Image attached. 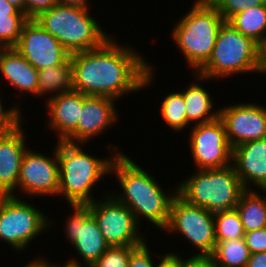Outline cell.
<instances>
[{"instance_id": "obj_2", "label": "cell", "mask_w": 266, "mask_h": 267, "mask_svg": "<svg viewBox=\"0 0 266 267\" xmlns=\"http://www.w3.org/2000/svg\"><path fill=\"white\" fill-rule=\"evenodd\" d=\"M129 155L117 154L110 168V175L116 176L122 192H112L113 196L126 205L134 214L136 222L141 226V218L163 230L169 219L170 206L177 194L175 189L171 194L142 166L132 160ZM153 176V177H152ZM115 193V194H114Z\"/></svg>"}, {"instance_id": "obj_40", "label": "cell", "mask_w": 266, "mask_h": 267, "mask_svg": "<svg viewBox=\"0 0 266 267\" xmlns=\"http://www.w3.org/2000/svg\"><path fill=\"white\" fill-rule=\"evenodd\" d=\"M57 1L58 4L64 6H75L83 9H90L91 7L88 0H57Z\"/></svg>"}, {"instance_id": "obj_33", "label": "cell", "mask_w": 266, "mask_h": 267, "mask_svg": "<svg viewBox=\"0 0 266 267\" xmlns=\"http://www.w3.org/2000/svg\"><path fill=\"white\" fill-rule=\"evenodd\" d=\"M244 241L251 254L266 251V227L245 232Z\"/></svg>"}, {"instance_id": "obj_3", "label": "cell", "mask_w": 266, "mask_h": 267, "mask_svg": "<svg viewBox=\"0 0 266 267\" xmlns=\"http://www.w3.org/2000/svg\"><path fill=\"white\" fill-rule=\"evenodd\" d=\"M84 146L85 144L57 141L59 161L58 196L64 197L70 205L93 202L96 199L92 195L93 188L106 175L108 177L111 163L116 155L124 153L120 150L121 147L108 144L110 155L101 158L83 150Z\"/></svg>"}, {"instance_id": "obj_37", "label": "cell", "mask_w": 266, "mask_h": 267, "mask_svg": "<svg viewBox=\"0 0 266 267\" xmlns=\"http://www.w3.org/2000/svg\"><path fill=\"white\" fill-rule=\"evenodd\" d=\"M0 15H26L7 0H0Z\"/></svg>"}, {"instance_id": "obj_41", "label": "cell", "mask_w": 266, "mask_h": 267, "mask_svg": "<svg viewBox=\"0 0 266 267\" xmlns=\"http://www.w3.org/2000/svg\"><path fill=\"white\" fill-rule=\"evenodd\" d=\"M23 267H49V261L46 258H34L30 260L28 264L24 265Z\"/></svg>"}, {"instance_id": "obj_10", "label": "cell", "mask_w": 266, "mask_h": 267, "mask_svg": "<svg viewBox=\"0 0 266 267\" xmlns=\"http://www.w3.org/2000/svg\"><path fill=\"white\" fill-rule=\"evenodd\" d=\"M110 191L88 203L105 241L109 246H140L147 238L132 211L119 202Z\"/></svg>"}, {"instance_id": "obj_35", "label": "cell", "mask_w": 266, "mask_h": 267, "mask_svg": "<svg viewBox=\"0 0 266 267\" xmlns=\"http://www.w3.org/2000/svg\"><path fill=\"white\" fill-rule=\"evenodd\" d=\"M182 258V267H217L211 256H193Z\"/></svg>"}, {"instance_id": "obj_22", "label": "cell", "mask_w": 266, "mask_h": 267, "mask_svg": "<svg viewBox=\"0 0 266 267\" xmlns=\"http://www.w3.org/2000/svg\"><path fill=\"white\" fill-rule=\"evenodd\" d=\"M72 90L73 67L70 57L63 64L38 70V97L41 100L42 97L48 96L50 99Z\"/></svg>"}, {"instance_id": "obj_9", "label": "cell", "mask_w": 266, "mask_h": 267, "mask_svg": "<svg viewBox=\"0 0 266 267\" xmlns=\"http://www.w3.org/2000/svg\"><path fill=\"white\" fill-rule=\"evenodd\" d=\"M179 234L198 253L211 256L216 247L214 213L184 200L178 193L171 202L169 219L162 232Z\"/></svg>"}, {"instance_id": "obj_16", "label": "cell", "mask_w": 266, "mask_h": 267, "mask_svg": "<svg viewBox=\"0 0 266 267\" xmlns=\"http://www.w3.org/2000/svg\"><path fill=\"white\" fill-rule=\"evenodd\" d=\"M104 96H87L83 94V108L77 128L64 140L73 144H87L91 139L103 135L119 120L116 103ZM118 117V118H117Z\"/></svg>"}, {"instance_id": "obj_14", "label": "cell", "mask_w": 266, "mask_h": 267, "mask_svg": "<svg viewBox=\"0 0 266 267\" xmlns=\"http://www.w3.org/2000/svg\"><path fill=\"white\" fill-rule=\"evenodd\" d=\"M219 117L226 128V137L232 148L249 141L266 138V106L242 103L219 109Z\"/></svg>"}, {"instance_id": "obj_36", "label": "cell", "mask_w": 266, "mask_h": 267, "mask_svg": "<svg viewBox=\"0 0 266 267\" xmlns=\"http://www.w3.org/2000/svg\"><path fill=\"white\" fill-rule=\"evenodd\" d=\"M155 267H182V256L173 251L162 253Z\"/></svg>"}, {"instance_id": "obj_18", "label": "cell", "mask_w": 266, "mask_h": 267, "mask_svg": "<svg viewBox=\"0 0 266 267\" xmlns=\"http://www.w3.org/2000/svg\"><path fill=\"white\" fill-rule=\"evenodd\" d=\"M232 165L245 190H266V138L234 147Z\"/></svg>"}, {"instance_id": "obj_15", "label": "cell", "mask_w": 266, "mask_h": 267, "mask_svg": "<svg viewBox=\"0 0 266 267\" xmlns=\"http://www.w3.org/2000/svg\"><path fill=\"white\" fill-rule=\"evenodd\" d=\"M14 48L37 70L63 64L70 57L61 43L34 19L24 25Z\"/></svg>"}, {"instance_id": "obj_42", "label": "cell", "mask_w": 266, "mask_h": 267, "mask_svg": "<svg viewBox=\"0 0 266 267\" xmlns=\"http://www.w3.org/2000/svg\"><path fill=\"white\" fill-rule=\"evenodd\" d=\"M10 4L17 7L20 11L25 13V0H7Z\"/></svg>"}, {"instance_id": "obj_31", "label": "cell", "mask_w": 266, "mask_h": 267, "mask_svg": "<svg viewBox=\"0 0 266 267\" xmlns=\"http://www.w3.org/2000/svg\"><path fill=\"white\" fill-rule=\"evenodd\" d=\"M1 97V96H0ZM21 104L8 107L4 109L2 98H0V134L10 131L22 119V109L19 108Z\"/></svg>"}, {"instance_id": "obj_27", "label": "cell", "mask_w": 266, "mask_h": 267, "mask_svg": "<svg viewBox=\"0 0 266 267\" xmlns=\"http://www.w3.org/2000/svg\"><path fill=\"white\" fill-rule=\"evenodd\" d=\"M216 241L244 238L245 230L236 209L214 213Z\"/></svg>"}, {"instance_id": "obj_23", "label": "cell", "mask_w": 266, "mask_h": 267, "mask_svg": "<svg viewBox=\"0 0 266 267\" xmlns=\"http://www.w3.org/2000/svg\"><path fill=\"white\" fill-rule=\"evenodd\" d=\"M245 190L235 209L239 213L245 232L266 227V190Z\"/></svg>"}, {"instance_id": "obj_11", "label": "cell", "mask_w": 266, "mask_h": 267, "mask_svg": "<svg viewBox=\"0 0 266 267\" xmlns=\"http://www.w3.org/2000/svg\"><path fill=\"white\" fill-rule=\"evenodd\" d=\"M70 207V210L73 208L74 212L65 220L64 233L66 234V240L74 247L79 257L74 255V258L67 259L66 264L72 266H82L84 264V267H89L110 246L98 228L97 221L88 204H71Z\"/></svg>"}, {"instance_id": "obj_29", "label": "cell", "mask_w": 266, "mask_h": 267, "mask_svg": "<svg viewBox=\"0 0 266 267\" xmlns=\"http://www.w3.org/2000/svg\"><path fill=\"white\" fill-rule=\"evenodd\" d=\"M137 246H110L104 254L89 267H128L132 251Z\"/></svg>"}, {"instance_id": "obj_32", "label": "cell", "mask_w": 266, "mask_h": 267, "mask_svg": "<svg viewBox=\"0 0 266 267\" xmlns=\"http://www.w3.org/2000/svg\"><path fill=\"white\" fill-rule=\"evenodd\" d=\"M149 243L145 241L142 245L137 246L131 253L128 267H155L156 264L152 258V251Z\"/></svg>"}, {"instance_id": "obj_34", "label": "cell", "mask_w": 266, "mask_h": 267, "mask_svg": "<svg viewBox=\"0 0 266 267\" xmlns=\"http://www.w3.org/2000/svg\"><path fill=\"white\" fill-rule=\"evenodd\" d=\"M57 4V0H25V14L29 19H34Z\"/></svg>"}, {"instance_id": "obj_28", "label": "cell", "mask_w": 266, "mask_h": 267, "mask_svg": "<svg viewBox=\"0 0 266 267\" xmlns=\"http://www.w3.org/2000/svg\"><path fill=\"white\" fill-rule=\"evenodd\" d=\"M29 20L27 15H0V48L15 47Z\"/></svg>"}, {"instance_id": "obj_17", "label": "cell", "mask_w": 266, "mask_h": 267, "mask_svg": "<svg viewBox=\"0 0 266 267\" xmlns=\"http://www.w3.org/2000/svg\"><path fill=\"white\" fill-rule=\"evenodd\" d=\"M22 121L23 119L10 131L0 134V196L17 197L21 162L28 149L27 134L22 128Z\"/></svg>"}, {"instance_id": "obj_30", "label": "cell", "mask_w": 266, "mask_h": 267, "mask_svg": "<svg viewBox=\"0 0 266 267\" xmlns=\"http://www.w3.org/2000/svg\"><path fill=\"white\" fill-rule=\"evenodd\" d=\"M213 5L224 20L228 22L235 14L250 7L266 5V0H216Z\"/></svg>"}, {"instance_id": "obj_21", "label": "cell", "mask_w": 266, "mask_h": 267, "mask_svg": "<svg viewBox=\"0 0 266 267\" xmlns=\"http://www.w3.org/2000/svg\"><path fill=\"white\" fill-rule=\"evenodd\" d=\"M195 76V81L190 82V85H187L186 89L181 90L180 92L183 95V99L186 105V115H187V127L191 123L194 125L206 123L213 121L219 117L220 108L215 110L214 99L210 96L209 90L204 88L200 82L208 80L206 77L199 75L198 73H193ZM197 78V80H196ZM202 80V81H201ZM214 107V109H213Z\"/></svg>"}, {"instance_id": "obj_39", "label": "cell", "mask_w": 266, "mask_h": 267, "mask_svg": "<svg viewBox=\"0 0 266 267\" xmlns=\"http://www.w3.org/2000/svg\"><path fill=\"white\" fill-rule=\"evenodd\" d=\"M258 73L266 75V39L259 45Z\"/></svg>"}, {"instance_id": "obj_38", "label": "cell", "mask_w": 266, "mask_h": 267, "mask_svg": "<svg viewBox=\"0 0 266 267\" xmlns=\"http://www.w3.org/2000/svg\"><path fill=\"white\" fill-rule=\"evenodd\" d=\"M246 267H266V251L251 254Z\"/></svg>"}, {"instance_id": "obj_5", "label": "cell", "mask_w": 266, "mask_h": 267, "mask_svg": "<svg viewBox=\"0 0 266 267\" xmlns=\"http://www.w3.org/2000/svg\"><path fill=\"white\" fill-rule=\"evenodd\" d=\"M90 9L57 4L34 20L70 53L96 49L110 37Z\"/></svg>"}, {"instance_id": "obj_1", "label": "cell", "mask_w": 266, "mask_h": 267, "mask_svg": "<svg viewBox=\"0 0 266 267\" xmlns=\"http://www.w3.org/2000/svg\"><path fill=\"white\" fill-rule=\"evenodd\" d=\"M115 39L111 36L96 49L70 54L74 91L117 101L145 90L151 82L154 84L156 70L152 62L143 58L133 45H122Z\"/></svg>"}, {"instance_id": "obj_24", "label": "cell", "mask_w": 266, "mask_h": 267, "mask_svg": "<svg viewBox=\"0 0 266 267\" xmlns=\"http://www.w3.org/2000/svg\"><path fill=\"white\" fill-rule=\"evenodd\" d=\"M228 22L258 45L266 39V5L250 7L235 14Z\"/></svg>"}, {"instance_id": "obj_26", "label": "cell", "mask_w": 266, "mask_h": 267, "mask_svg": "<svg viewBox=\"0 0 266 267\" xmlns=\"http://www.w3.org/2000/svg\"><path fill=\"white\" fill-rule=\"evenodd\" d=\"M159 110L161 118L173 132L187 129L186 105L180 91L166 94Z\"/></svg>"}, {"instance_id": "obj_19", "label": "cell", "mask_w": 266, "mask_h": 267, "mask_svg": "<svg viewBox=\"0 0 266 267\" xmlns=\"http://www.w3.org/2000/svg\"><path fill=\"white\" fill-rule=\"evenodd\" d=\"M45 102L49 116L46 124L58 134V141H64L77 128L83 108V94L72 90L46 98Z\"/></svg>"}, {"instance_id": "obj_44", "label": "cell", "mask_w": 266, "mask_h": 267, "mask_svg": "<svg viewBox=\"0 0 266 267\" xmlns=\"http://www.w3.org/2000/svg\"><path fill=\"white\" fill-rule=\"evenodd\" d=\"M216 0H195L194 4H214Z\"/></svg>"}, {"instance_id": "obj_43", "label": "cell", "mask_w": 266, "mask_h": 267, "mask_svg": "<svg viewBox=\"0 0 266 267\" xmlns=\"http://www.w3.org/2000/svg\"><path fill=\"white\" fill-rule=\"evenodd\" d=\"M49 267H61V264L60 263L56 264L54 262L52 263L49 261ZM62 267H84V266H72V265L66 264L64 261V264L62 265Z\"/></svg>"}, {"instance_id": "obj_7", "label": "cell", "mask_w": 266, "mask_h": 267, "mask_svg": "<svg viewBox=\"0 0 266 267\" xmlns=\"http://www.w3.org/2000/svg\"><path fill=\"white\" fill-rule=\"evenodd\" d=\"M258 63L259 45L225 21L218 31L210 59L197 73L208 81L225 79L239 73H258Z\"/></svg>"}, {"instance_id": "obj_4", "label": "cell", "mask_w": 266, "mask_h": 267, "mask_svg": "<svg viewBox=\"0 0 266 267\" xmlns=\"http://www.w3.org/2000/svg\"><path fill=\"white\" fill-rule=\"evenodd\" d=\"M225 22L213 4H193L173 26L171 35L187 67L198 72L210 59L220 27Z\"/></svg>"}, {"instance_id": "obj_20", "label": "cell", "mask_w": 266, "mask_h": 267, "mask_svg": "<svg viewBox=\"0 0 266 267\" xmlns=\"http://www.w3.org/2000/svg\"><path fill=\"white\" fill-rule=\"evenodd\" d=\"M0 74L18 93L38 96V70L14 47L0 48Z\"/></svg>"}, {"instance_id": "obj_12", "label": "cell", "mask_w": 266, "mask_h": 267, "mask_svg": "<svg viewBox=\"0 0 266 267\" xmlns=\"http://www.w3.org/2000/svg\"><path fill=\"white\" fill-rule=\"evenodd\" d=\"M190 157L197 170L222 168L232 164V147L226 137V128L220 117L191 125Z\"/></svg>"}, {"instance_id": "obj_25", "label": "cell", "mask_w": 266, "mask_h": 267, "mask_svg": "<svg viewBox=\"0 0 266 267\" xmlns=\"http://www.w3.org/2000/svg\"><path fill=\"white\" fill-rule=\"evenodd\" d=\"M216 247L211 255L217 267H246L251 252L244 238L216 241Z\"/></svg>"}, {"instance_id": "obj_8", "label": "cell", "mask_w": 266, "mask_h": 267, "mask_svg": "<svg viewBox=\"0 0 266 267\" xmlns=\"http://www.w3.org/2000/svg\"><path fill=\"white\" fill-rule=\"evenodd\" d=\"M19 196H0V240L24 253L35 238L52 228L53 222L47 213Z\"/></svg>"}, {"instance_id": "obj_13", "label": "cell", "mask_w": 266, "mask_h": 267, "mask_svg": "<svg viewBox=\"0 0 266 267\" xmlns=\"http://www.w3.org/2000/svg\"><path fill=\"white\" fill-rule=\"evenodd\" d=\"M52 157L34 151L30 147L25 152L17 182V192L23 198L57 196L59 189V161L57 144ZM26 194V195H25ZM25 195V196H24Z\"/></svg>"}, {"instance_id": "obj_6", "label": "cell", "mask_w": 266, "mask_h": 267, "mask_svg": "<svg viewBox=\"0 0 266 267\" xmlns=\"http://www.w3.org/2000/svg\"><path fill=\"white\" fill-rule=\"evenodd\" d=\"M177 184V193L188 203L216 213L235 209L245 191L233 165L194 170Z\"/></svg>"}]
</instances>
